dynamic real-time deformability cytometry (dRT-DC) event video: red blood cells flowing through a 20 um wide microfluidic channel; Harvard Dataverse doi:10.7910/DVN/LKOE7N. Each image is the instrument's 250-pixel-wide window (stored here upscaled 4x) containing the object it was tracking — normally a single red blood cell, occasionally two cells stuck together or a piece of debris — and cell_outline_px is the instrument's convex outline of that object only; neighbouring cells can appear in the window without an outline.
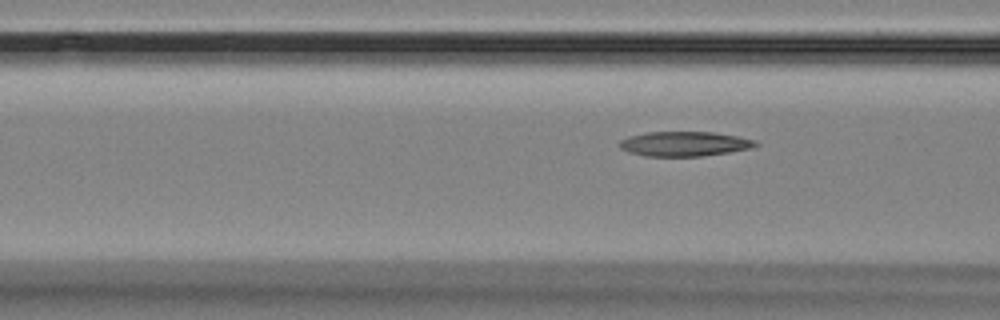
{"species": "Egyptian fruit bat (a non-hibernating species)", "species_latin": "Rousettus aegyptiacus", "temperature_condition": "room temperature", "stored_images_in_passage": 7, "camera_frame_rate_fps": 3000, "um_per_image_px": 0.085, "animal": {"sex": "female"}, "frame": {"image": 1, "passage_image": 7, "time_ms": 8.667, "image_size_px": [1000, 320], "cell_outline_px": [[760, 144], [752, 148], [728, 152], [700, 156], [644, 156], [628, 152], [620, 148], [616, 144], [620, 140], [628, 136], [648, 132], [712, 132], [736, 136], [756, 140]], "centroid_in_image_um": [58.14, 12.22], "position_along_channel_um": 108.5, "area_um2": 19.65}}